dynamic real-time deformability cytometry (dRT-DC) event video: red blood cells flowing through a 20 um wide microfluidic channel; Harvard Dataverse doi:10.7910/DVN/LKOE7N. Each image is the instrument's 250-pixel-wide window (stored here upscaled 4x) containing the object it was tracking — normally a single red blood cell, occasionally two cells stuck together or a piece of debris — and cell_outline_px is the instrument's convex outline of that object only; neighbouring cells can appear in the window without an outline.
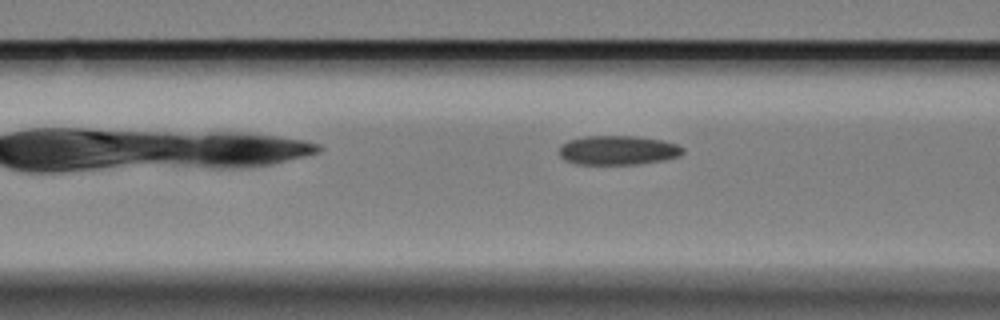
{"species": "Egyptian fruit bat (a non-hibernating species)", "species_latin": "Rousettus aegyptiacus", "temperature_condition": "cold", "stored_images_in_passage": 8, "camera_frame_rate_fps": 3000, "um_per_image_px": 0.085, "animal": {"sex": "female"}, "frame": {"image": 1, "passage_image": 5, "time_ms": 1.333, "image_size_px": [1000, 320], "cell_outline_px": [[684, 152], [680, 156], [660, 160], [636, 164], [576, 164], [564, 160], [560, 156], [560, 144], [568, 140], [584, 136], [636, 136], [660, 140], [676, 144], [684, 148]], "centroid_in_image_um": [52.48, 12.76], "position_along_channel_um": 114.1, "area_um2": 21.04}}